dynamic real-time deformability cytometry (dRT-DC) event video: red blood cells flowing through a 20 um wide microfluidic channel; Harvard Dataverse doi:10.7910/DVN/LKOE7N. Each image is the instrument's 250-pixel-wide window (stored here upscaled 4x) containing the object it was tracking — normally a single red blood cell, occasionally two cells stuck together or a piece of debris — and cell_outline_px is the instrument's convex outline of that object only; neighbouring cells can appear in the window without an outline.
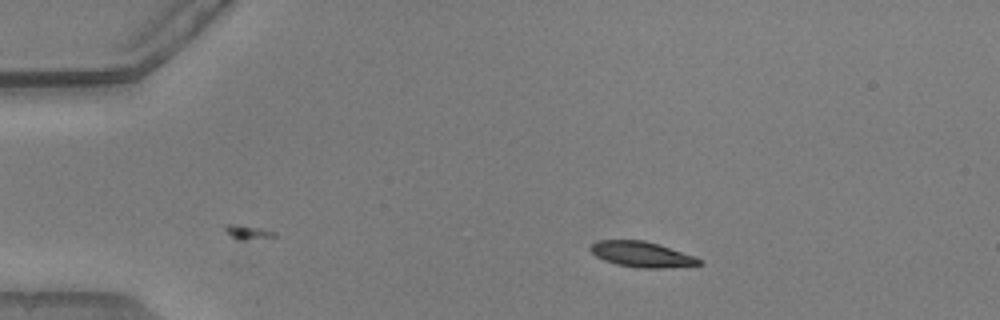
{"species": "common noctule bat (a hibernating species)", "species_latin": "Nyctalus noctula", "temperature_condition": "warm", "stored_images_in_passage": 39, "camera_frame_rate_fps": 3000, "um_per_image_px": 0.085, "animal": {"sex": "male", "body_mass_g": 20.5, "forearm_length_mm": 52.5}, "frame": {"image": 1, "passage_image": 1, "time_ms": 0.0, "image_size_px": [1000, 320], "cell_outline_px": [[704, 264], [664, 268], [640, 268], [616, 264], [604, 260], [596, 256], [588, 248], [596, 240], [644, 240], [696, 256], [704, 260]], "centroid_in_image_um": [54.58, 21.62], "position_along_channel_um": 30.4, "area_um2": 16.24}}
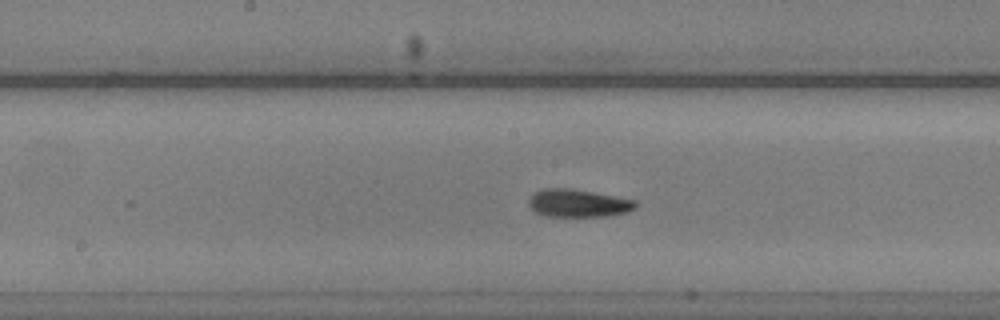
{"frame": {"image": 2, "passage_image": 19, "time_ms": 6.0, "image_size_px": [1000, 320], "cell_outline_px": [[640, 204], [636, 208], [624, 212], [608, 216], [544, 216], [536, 212], [528, 204], [528, 200], [536, 192], [544, 188], [572, 188], [636, 200]], "centroid_in_image_um": [49.17, 17.27], "position_along_channel_um": 199.0, "area_um2": 17.28}}
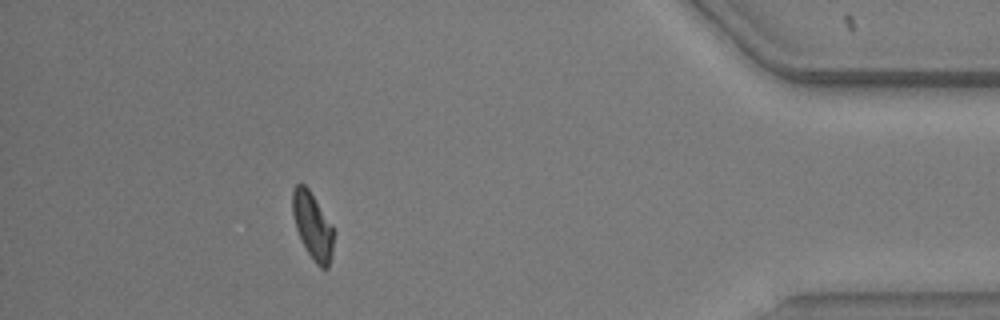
{"frame": {"image": 3, "passage_image": 39, "time_ms": 12.667, "image_size_px": [1000, 320], "cell_outline_px": [[332, 252], [328, 268], [320, 268], [312, 260], [296, 228], [292, 212], [292, 188], [296, 184], [304, 184], [308, 188], [332, 224]], "centroid_in_image_um": [26.55, 19.17], "position_along_channel_um": 408.6, "area_um2": 15.72}, "authors_computed_cell_mechanics": {"area_um2": 16.6464, "velocity_mm_per_s": 3.8497, "shape_relaxation_time_tau1_ms": 4.0778, "shape_relaxation_time_tau2_ms": 0.5289, "deformation_change_tau1": 0.1367, "deformation_change_tau2": 0.0599}}